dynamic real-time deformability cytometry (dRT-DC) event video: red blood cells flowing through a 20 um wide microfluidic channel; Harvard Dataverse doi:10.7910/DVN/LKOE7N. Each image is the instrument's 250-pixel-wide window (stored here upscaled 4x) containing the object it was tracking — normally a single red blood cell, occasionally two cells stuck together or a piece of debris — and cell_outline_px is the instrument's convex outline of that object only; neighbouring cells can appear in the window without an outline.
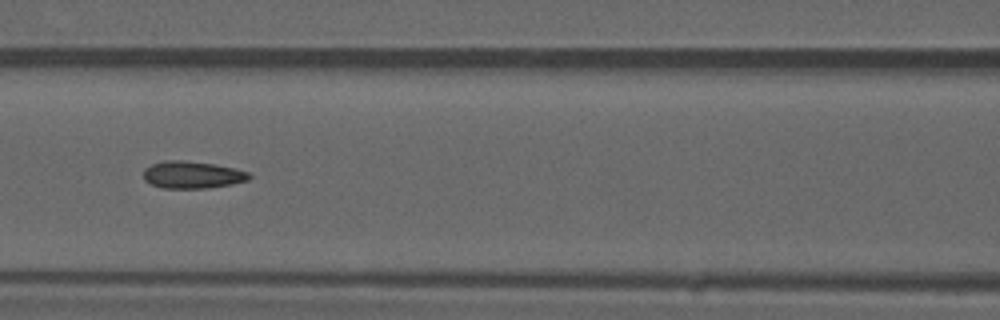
{"species": "common noctule bat (a hibernating species)", "species_latin": "Nyctalus noctula", "temperature_condition": "warm", "stored_images_in_passage": 36, "camera_frame_rate_fps": 3000, "um_per_image_px": 0.085, "animal": {"sex": "male", "forearm_length_mm": 52.5}, "frame": {"image": 1, "passage_image": 11, "time_ms": 3.333, "image_size_px": [1000, 320], "cell_outline_px": [[252, 176], [248, 180], [232, 184], [204, 188], [164, 188], [152, 184], [144, 180], [144, 168], [152, 164], [164, 160], [184, 160], [216, 164], [236, 168], [248, 172]], "centroid_in_image_um": [16.36, 14.84], "position_along_channel_um": 150.2, "area_um2": 16.82}}